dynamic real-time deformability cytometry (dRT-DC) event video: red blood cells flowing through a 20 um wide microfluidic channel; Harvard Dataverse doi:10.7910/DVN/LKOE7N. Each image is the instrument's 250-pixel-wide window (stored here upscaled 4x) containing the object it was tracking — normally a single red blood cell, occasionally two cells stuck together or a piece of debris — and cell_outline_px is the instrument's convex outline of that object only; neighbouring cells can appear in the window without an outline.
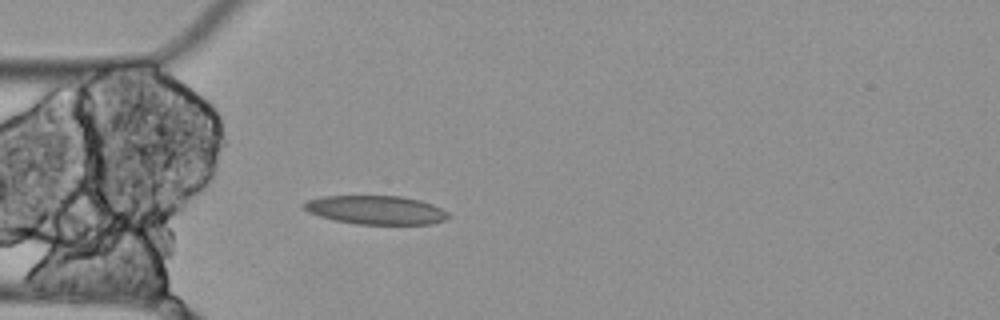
{"species": "Egyptian fruit bat (a non-hibernating species)", "species_latin": "Rousettus aegyptiacus", "temperature_condition": "cold", "stored_images_in_passage": 4, "camera_frame_rate_fps": 3000, "um_per_image_px": 0.085, "animal": {"sex": "female"}, "frame": {"image": 1, "passage_image": 4, "time_ms": 1.0, "image_size_px": [1000, 320], "cell_outline_px": [[452, 216], [444, 220], [432, 224], [356, 224], [336, 220], [320, 216], [308, 212], [300, 204], [308, 200], [320, 196], [400, 196], [420, 200], [432, 204], [448, 212]], "centroid_in_image_um": [31.96, 17.84], "position_along_channel_um": 53.0, "area_um2": 24.22}}